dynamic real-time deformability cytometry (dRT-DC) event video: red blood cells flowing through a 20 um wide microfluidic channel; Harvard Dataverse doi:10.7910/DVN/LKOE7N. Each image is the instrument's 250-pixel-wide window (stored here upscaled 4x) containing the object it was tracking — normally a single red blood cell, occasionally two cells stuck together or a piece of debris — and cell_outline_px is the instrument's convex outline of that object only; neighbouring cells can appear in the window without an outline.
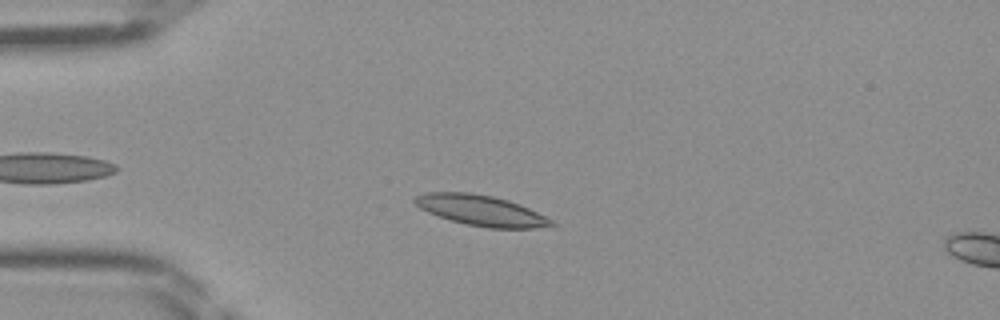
{"species": "Egyptian fruit bat (a non-hibernating species)", "species_latin": "Rousettus aegyptiacus", "temperature_condition": "room temperature", "stored_images_in_passage": 45, "camera_frame_rate_fps": 3000, "um_per_image_px": 0.085, "frame": {"image": 1, "passage_image": 10, "time_ms": 3.0, "image_size_px": [1000, 320], "cell_outline_px": [[556, 224], [532, 228], [488, 228], [464, 224], [428, 212], [420, 208], [412, 200], [416, 196], [428, 192], [472, 192], [492, 196], [508, 200], [520, 204], [552, 220]], "centroid_in_image_um": [40.86, 17.88], "position_along_channel_um": 44.1, "area_um2": 24.04}}
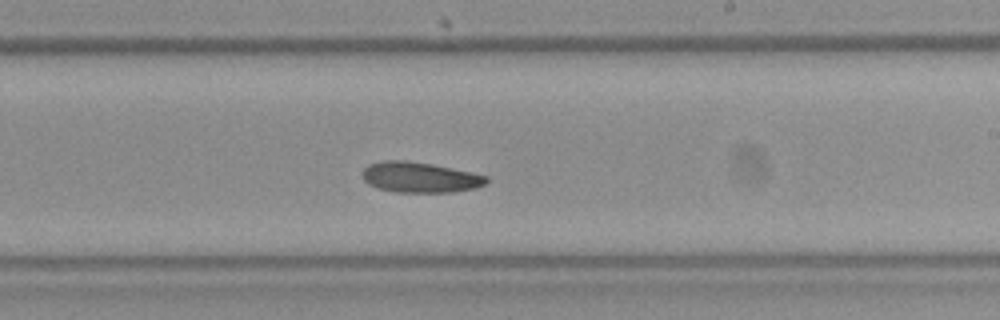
{"frame": {"image": 2, "passage_image": 26, "time_ms": 8.333, "image_size_px": [1000, 320], "cell_outline_px": [[488, 180], [484, 184], [476, 188], [452, 192], [396, 192], [376, 188], [368, 184], [364, 180], [364, 168], [368, 164], [384, 160], [404, 160], [432, 164], [472, 172], [488, 176]], "centroid_in_image_um": [35.69, 15.07], "position_along_channel_um": 253.3, "area_um2": 22.02}}
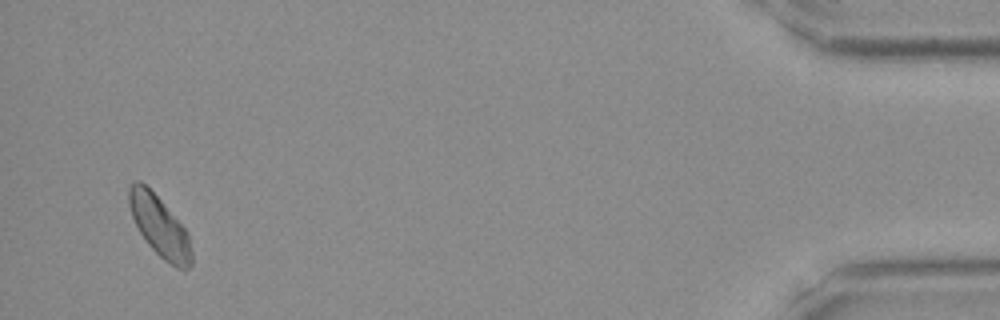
{"frame": {"image": 3, "passage_image": 43, "time_ms": 14.0, "image_size_px": [1000, 320], "cell_outline_px": [[192, 264], [184, 272], [176, 268], [164, 260], [148, 244], [140, 232], [132, 216], [128, 204], [128, 188], [132, 180], [140, 180], [160, 200], [188, 232], [192, 252]], "centroid_in_image_um": [13.57, 19.26], "position_along_channel_um": 421.6, "area_um2": 22.02}}